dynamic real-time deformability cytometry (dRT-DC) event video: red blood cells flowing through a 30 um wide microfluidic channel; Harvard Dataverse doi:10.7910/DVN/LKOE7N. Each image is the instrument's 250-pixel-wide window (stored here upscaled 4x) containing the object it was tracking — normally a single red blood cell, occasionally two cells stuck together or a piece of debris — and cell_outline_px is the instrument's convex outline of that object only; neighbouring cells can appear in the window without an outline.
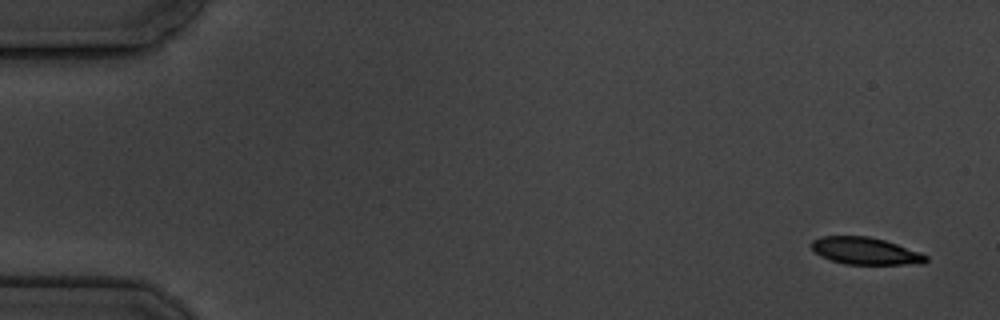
{"species": "common noctule bat (a hibernating species)", "species_latin": "Nyctalus noctula", "temperature_condition": "cold", "stored_images_in_passage": 6, "camera_frame_rate_fps": 3000, "um_per_image_px": 0.085, "animal": {"sex": "male", "body_mass_g": 19.5, "forearm_length_mm": 54.6}, "frame": {"image": 1, "passage_image": 1, "time_ms": 0.0, "image_size_px": [1000, 320], "cell_outline_px": [[928, 260], [924, 264], [844, 264], [820, 256], [812, 248], [812, 240], [820, 236], [868, 236], [884, 240], [920, 252], [928, 256]], "centroid_in_image_um": [73.57, 21.33], "position_along_channel_um": 11.4, "area_um2": 18.03}}
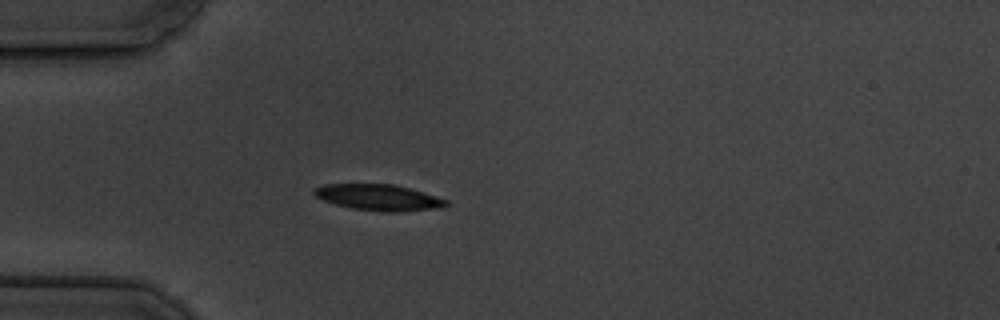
{"frame": {"image": 2, "passage_image": 5, "time_ms": 4.667, "image_size_px": [1000, 320], "cell_outline_px": [[448, 204], [440, 208], [400, 212], [388, 212], [352, 208], [336, 204], [324, 200], [316, 196], [312, 192], [312, 188], [324, 184], [392, 184], [408, 188], [436, 196], [448, 200]], "centroid_in_image_um": [32.17, 16.78], "position_along_channel_um": 52.8, "area_um2": 19.94}}